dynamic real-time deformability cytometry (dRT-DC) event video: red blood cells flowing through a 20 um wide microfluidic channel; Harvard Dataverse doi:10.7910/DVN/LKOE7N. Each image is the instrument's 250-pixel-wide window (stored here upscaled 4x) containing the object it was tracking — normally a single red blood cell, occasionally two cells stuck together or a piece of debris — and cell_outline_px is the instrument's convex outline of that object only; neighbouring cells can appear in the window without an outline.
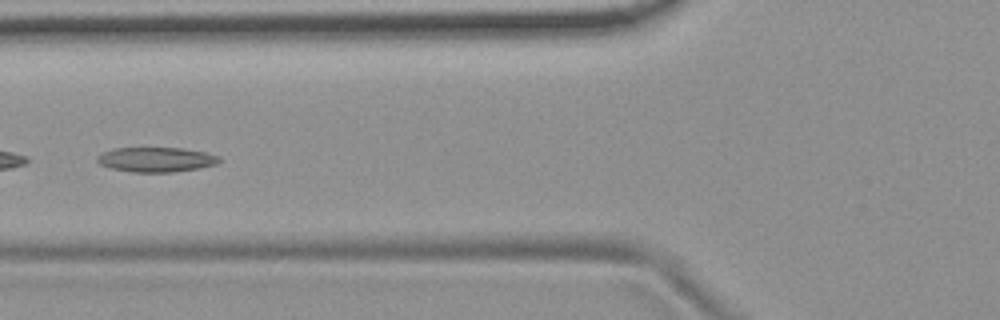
{"species": "common noctule bat (a hibernating species)", "species_latin": "Nyctalus noctula", "temperature_condition": "room temperature", "stored_images_in_passage": 6, "camera_frame_rate_fps": 3000, "um_per_image_px": 0.085, "animal": {"sex": "female", "body_mass_g": 19.9}, "frame": {"image": 1, "passage_image": 6, "time_ms": 1.667, "image_size_px": [1000, 320], "cell_outline_px": [[220, 160], [216, 164], [200, 168], [172, 172], [132, 172], [112, 168], [100, 164], [96, 160], [96, 156], [112, 148], [184, 148], [204, 152], [220, 156]], "centroid_in_image_um": [13.27, 13.56], "position_along_channel_um": 112.5, "area_um2": 17.57}}